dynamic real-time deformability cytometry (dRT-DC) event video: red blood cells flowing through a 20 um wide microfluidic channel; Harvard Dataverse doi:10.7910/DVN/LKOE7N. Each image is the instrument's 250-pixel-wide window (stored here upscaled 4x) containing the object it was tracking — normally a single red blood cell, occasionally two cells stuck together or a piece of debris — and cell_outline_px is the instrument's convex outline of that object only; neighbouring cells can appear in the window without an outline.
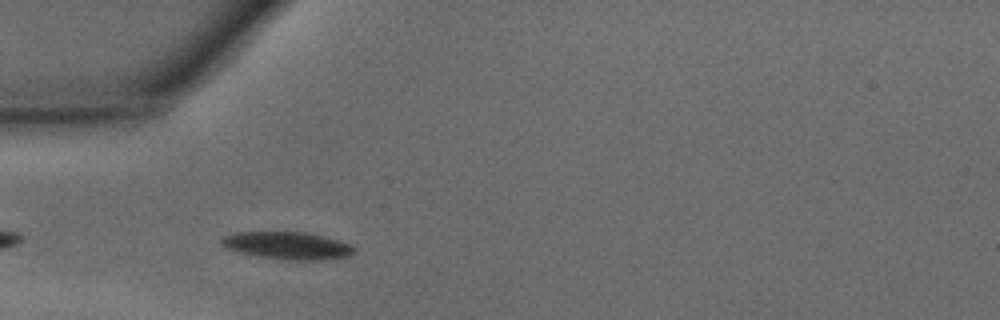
{"species": "common noctule bat (a hibernating species)", "species_latin": "Nyctalus noctula", "temperature_condition": "warm", "stored_images_in_passage": 6, "camera_frame_rate_fps": 3000, "um_per_image_px": 0.085, "animal": {"sex": "male", "body_mass_g": 15.6}, "frame": {"image": 1, "passage_image": 3, "time_ms": 0.667, "image_size_px": [1000, 320], "cell_outline_px": [[356, 252], [348, 256], [320, 260], [280, 260], [256, 256], [240, 252], [228, 248], [220, 244], [220, 240], [224, 236], [236, 232], [308, 232], [340, 240], [356, 248]], "centroid_in_image_um": [24.45, 20.87], "position_along_channel_um": 60.6, "area_um2": 21.39}}
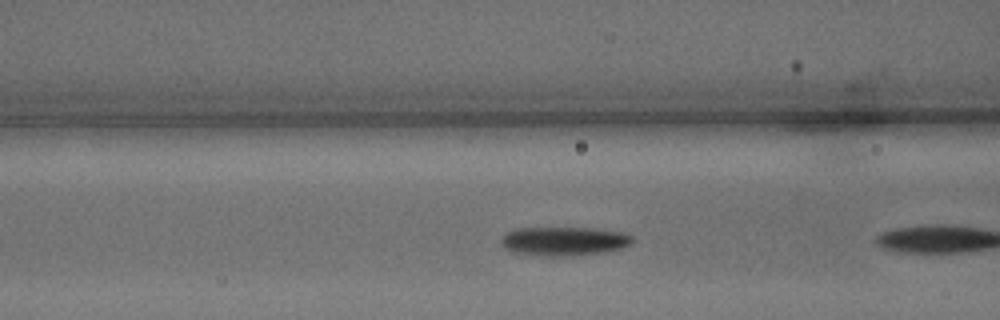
{"frame": {"image": 2, "passage_image": 5, "time_ms": 1.333, "image_size_px": [1000, 320], "cell_outline_px": [[632, 244], [620, 248], [604, 252], [560, 256], [548, 256], [516, 252], [504, 248], [500, 244], [500, 236], [504, 232], [516, 228], [592, 228], [620, 232], [632, 236]], "centroid_in_image_um": [47.87, 20.48], "position_along_channel_um": 118.7, "area_um2": 21.96}}